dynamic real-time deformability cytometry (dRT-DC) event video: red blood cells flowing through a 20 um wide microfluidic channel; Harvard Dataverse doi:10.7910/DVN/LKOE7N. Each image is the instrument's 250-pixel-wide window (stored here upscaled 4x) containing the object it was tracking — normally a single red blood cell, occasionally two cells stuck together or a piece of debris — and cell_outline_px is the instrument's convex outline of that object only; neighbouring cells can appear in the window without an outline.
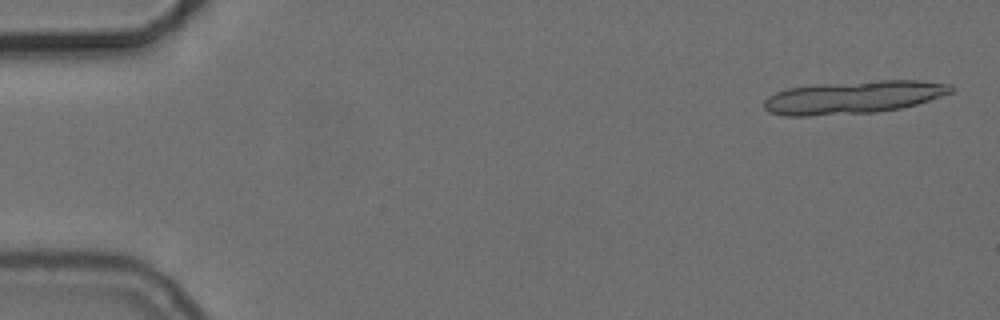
{"species": "common noctule bat (a hibernating species)", "species_latin": "Nyctalus noctula", "temperature_condition": "cold", "stored_images_in_passage": 18, "camera_frame_rate_fps": 3000, "um_per_image_px": 0.085, "animal": {"sex": "female", "body_mass_g": 24.6, "forearm_length_mm": 56.2}, "frame": {"image": 1, "passage_image": 2, "time_ms": 0.333, "image_size_px": [1000, 320], "cell_outline_px": [[956, 88], [952, 92], [916, 104], [900, 108], [876, 112], [808, 116], [784, 116], [768, 112], [764, 108], [764, 100], [768, 96], [776, 92], [788, 88], [816, 84], [880, 80], [916, 80], [952, 84]], "centroid_in_image_um": [72.52, 8.26], "position_along_channel_um": 12.5, "area_um2": 35.89}}